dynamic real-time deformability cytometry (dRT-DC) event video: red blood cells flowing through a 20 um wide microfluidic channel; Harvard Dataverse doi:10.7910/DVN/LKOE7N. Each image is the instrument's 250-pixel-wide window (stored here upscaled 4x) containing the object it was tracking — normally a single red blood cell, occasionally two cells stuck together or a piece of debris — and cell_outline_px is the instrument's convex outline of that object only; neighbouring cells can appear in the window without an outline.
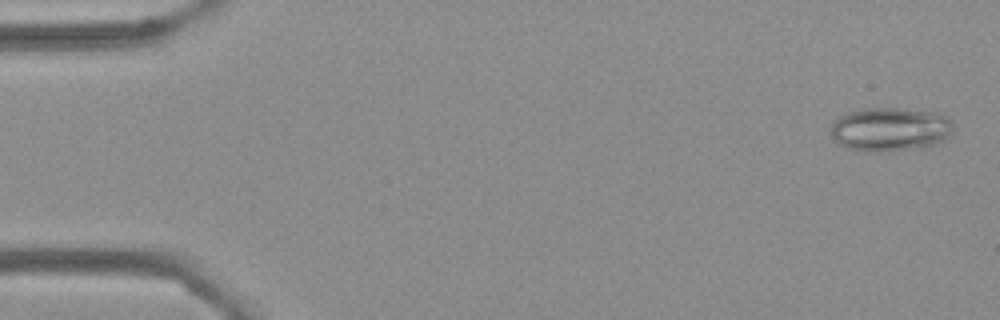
{"species": "Egyptian fruit bat (a non-hibernating species)", "species_latin": "Rousettus aegyptiacus", "temperature_condition": "cold", "stored_images_in_passage": 55, "camera_frame_rate_fps": 3000, "um_per_image_px": 0.085, "frame": {"image": 1, "passage_image": 2, "time_ms": 0.333, "image_size_px": [1000, 320], "cell_outline_px": [[952, 132], [944, 140], [936, 144], [920, 148], [880, 152], [868, 152], [848, 148], [840, 144], [832, 136], [832, 124], [844, 112], [864, 108], [896, 108], [936, 112], [952, 120]], "centroid_in_image_um": [75.67, 10.99], "position_along_channel_um": 9.3, "area_um2": 31.39}}
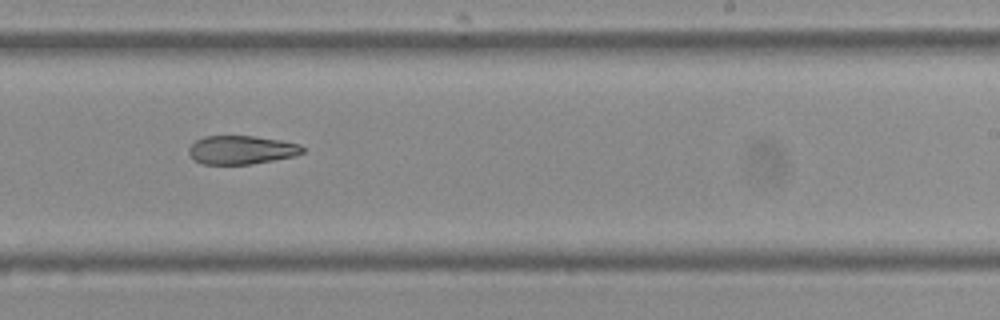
{"frame": {"image": 2, "passage_image": 34, "time_ms": 11.0, "image_size_px": [1000, 320], "cell_outline_px": [[304, 152], [296, 156], [276, 160], [252, 164], [200, 164], [192, 160], [188, 152], [188, 148], [196, 140], [204, 136], [252, 136], [280, 140], [300, 144], [304, 148]], "centroid_in_image_um": [20.51, 12.75], "position_along_channel_um": 268.5, "area_um2": 19.19}}
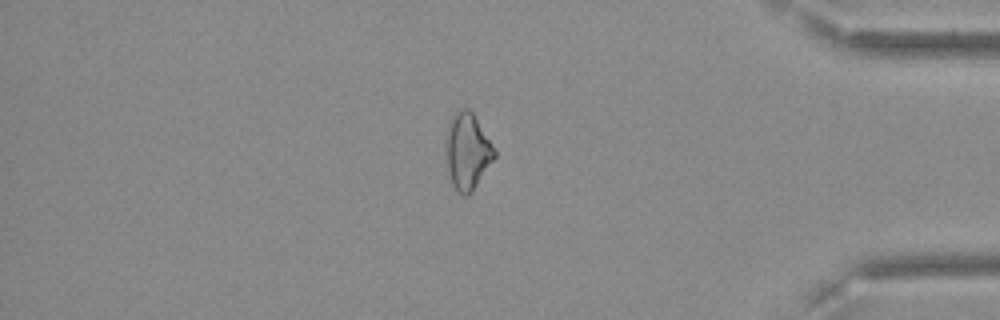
{"frame": {"image": 3, "passage_image": 47, "time_ms": 15.333, "image_size_px": [1000, 320], "cell_outline_px": [[496, 156], [472, 192], [464, 196], [452, 184], [448, 172], [444, 144], [444, 136], [448, 120], [460, 108], [468, 108], [472, 112], [492, 144], [496, 152]], "centroid_in_image_um": [39.68, 12.82], "position_along_channel_um": 395.5, "area_um2": 21.79}}